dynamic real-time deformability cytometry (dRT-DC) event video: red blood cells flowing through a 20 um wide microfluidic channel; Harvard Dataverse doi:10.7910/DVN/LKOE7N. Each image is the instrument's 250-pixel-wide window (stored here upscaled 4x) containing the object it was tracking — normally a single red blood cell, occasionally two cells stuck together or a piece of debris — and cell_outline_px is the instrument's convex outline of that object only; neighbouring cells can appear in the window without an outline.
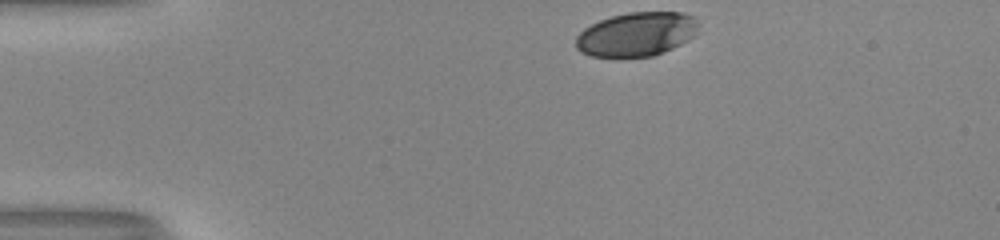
{"species": "human", "species_latin": "Homo sapiens", "temperature_condition": "room temperature", "stored_images_in_passage": 33, "camera_frame_rate_fps": 3000, "um_per_image_px": 0.085, "donor": {"sex": "male"}, "frame": {"image": 1, "passage_image": 1, "time_ms": 0.0, "image_size_px": [1000, 240], "cell_outline_px": [[696, 32], [688, 40], [664, 52], [652, 56], [592, 56], [580, 52], [576, 48], [576, 36], [584, 28], [600, 20], [612, 16], [628, 12], [680, 12], [696, 16]], "centroid_in_image_um": [54.09, 2.9], "position_along_channel_um": 30.9, "area_um2": 31.21}}
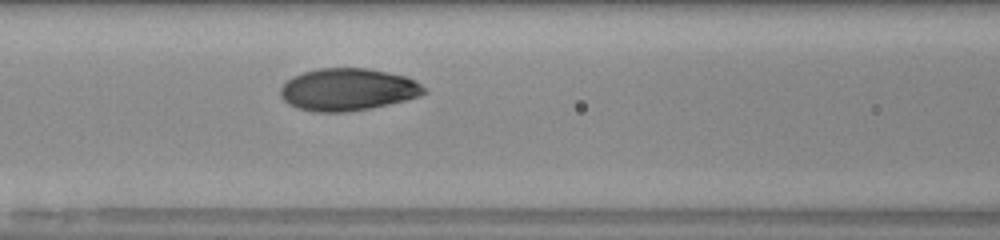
{"frame": {"image": 2, "passage_image": 14, "time_ms": 4.333, "image_size_px": [1000, 240], "cell_outline_px": [[428, 92], [420, 96], [388, 104], [348, 112], [316, 112], [296, 108], [288, 104], [280, 96], [280, 88], [292, 76], [304, 72], [320, 68], [368, 68], [404, 76], [416, 80], [428, 88]], "centroid_in_image_um": [29.57, 7.61], "position_along_channel_um": 137.0, "area_um2": 35.49}}
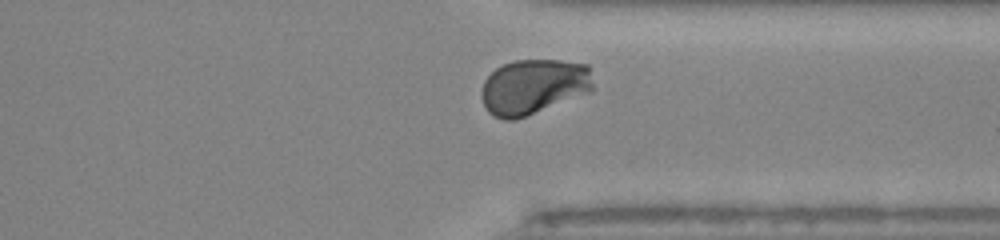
{"frame": {"image": 3, "passage_image": 31, "time_ms": 10.0, "image_size_px": [1000, 240], "cell_outline_px": [[592, 92], [524, 116], [512, 120], [504, 120], [492, 116], [488, 112], [480, 96], [480, 92], [484, 80], [496, 68], [504, 64], [516, 60], [560, 60], [588, 64], [592, 84]], "centroid_in_image_um": [45.33, 7.36], "position_along_channel_um": 366.1, "area_um2": 35.95}, "authors_computed_cell_mechanics": {"area_um2": 34.9112, "velocity_mm_per_s": 4.0415, "shape_relaxation_time_tau1_ms": 2.8088, "shape_relaxation_time_tau2_ms": null, "deformation_change_tau1": 0.1515, "deformation_change_tau2": null}}